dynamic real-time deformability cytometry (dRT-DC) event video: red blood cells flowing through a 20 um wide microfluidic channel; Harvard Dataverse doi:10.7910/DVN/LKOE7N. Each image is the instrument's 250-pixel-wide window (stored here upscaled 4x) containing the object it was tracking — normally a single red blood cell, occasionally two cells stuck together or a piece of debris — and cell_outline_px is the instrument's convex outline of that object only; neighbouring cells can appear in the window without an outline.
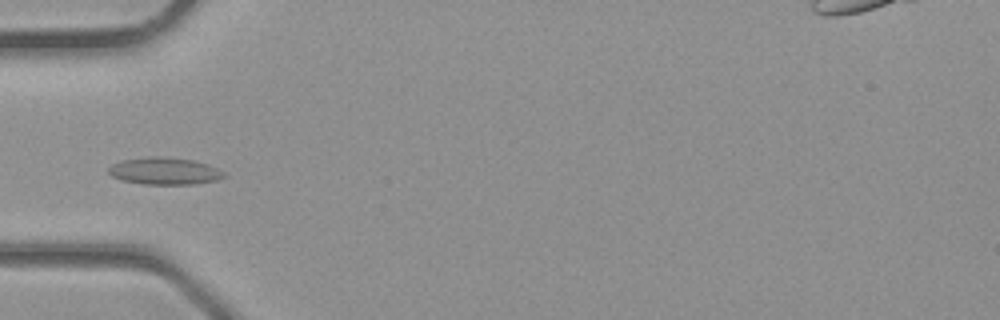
{"species": "common noctule bat (a hibernating species)", "species_latin": "Nyctalus noctula", "temperature_condition": "room temperature", "stored_images_in_passage": 39, "camera_frame_rate_fps": 3000, "um_per_image_px": 0.085, "animal": {"sex": "male", "body_mass_g": 23.1, "forearm_length_mm": 52.7}, "frame": {"image": 1, "passage_image": 14, "time_ms": 4.333, "image_size_px": [1000, 320], "cell_outline_px": [[228, 176], [216, 180], [192, 184], [144, 184], [120, 180], [112, 176], [108, 172], [108, 168], [112, 164], [120, 160], [148, 156], [164, 156], [192, 160], [208, 164], [224, 172]], "centroid_in_image_um": [13.96, 14.53], "position_along_channel_um": 71.0, "area_um2": 18.38}}
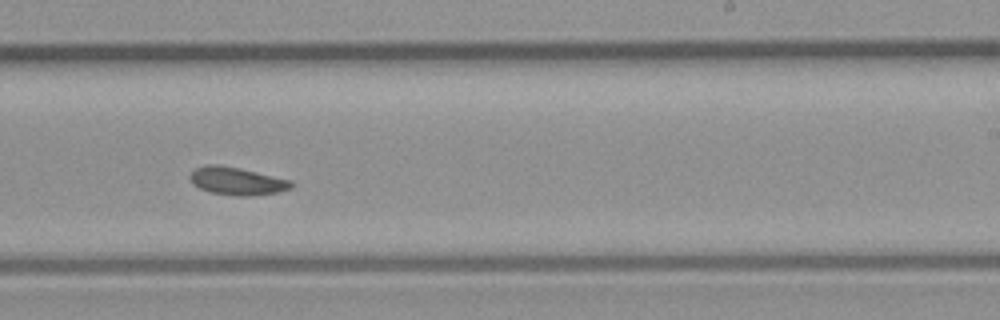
{"frame": {"image": 2, "passage_image": 25, "time_ms": 8.0, "image_size_px": [1000, 320], "cell_outline_px": [[296, 184], [292, 188], [276, 192], [252, 196], [236, 196], [208, 192], [192, 184], [188, 176], [196, 168], [204, 164], [220, 164], [240, 168], [292, 180]], "centroid_in_image_um": [20.13, 15.38], "position_along_channel_um": 268.9, "area_um2": 16.7}}
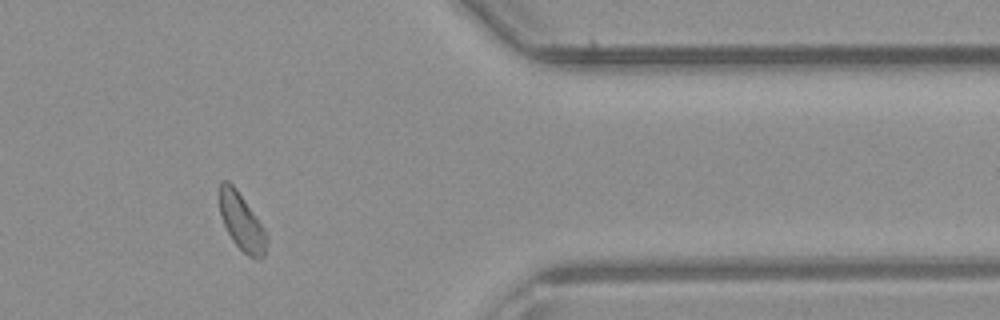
{"frame": {"image": 3, "passage_image": 33, "time_ms": 10.667, "image_size_px": [1000, 320], "cell_outline_px": [[268, 240], [264, 256], [260, 260], [248, 256], [232, 240], [220, 216], [220, 180], [228, 180], [236, 188], [264, 228], [268, 236]], "centroid_in_image_um": [20.56, 18.88], "position_along_channel_um": 390.8, "area_um2": 15.61}}